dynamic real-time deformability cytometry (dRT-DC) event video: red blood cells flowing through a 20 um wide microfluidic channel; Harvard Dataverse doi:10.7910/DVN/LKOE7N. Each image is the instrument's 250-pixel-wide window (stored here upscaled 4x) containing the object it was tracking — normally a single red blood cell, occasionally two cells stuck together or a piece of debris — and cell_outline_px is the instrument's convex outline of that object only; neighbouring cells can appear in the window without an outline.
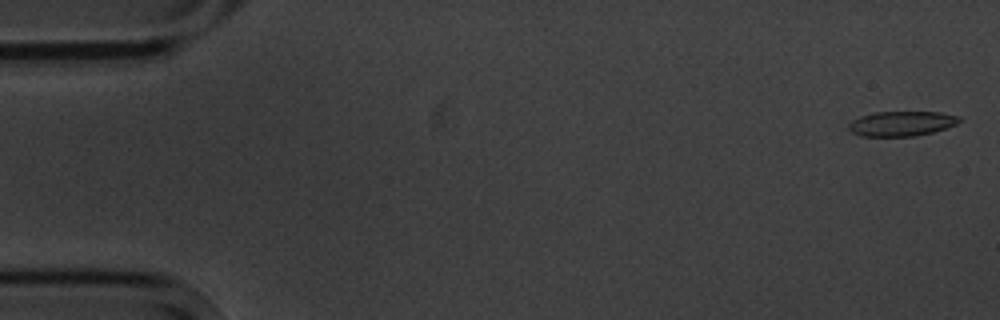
{"species": "common noctule bat (a hibernating species)", "species_latin": "Nyctalus noctula", "temperature_condition": "cold", "stored_images_in_passage": 6, "camera_frame_rate_fps": 3000, "um_per_image_px": 0.085, "animal": {"sex": "male", "body_mass_g": 20.1, "forearm_length_mm": 53.5}, "frame": {"image": 1, "passage_image": 1, "time_ms": 0.0, "image_size_px": [1000, 320], "cell_outline_px": [[960, 120], [956, 124], [932, 132], [916, 136], [860, 136], [852, 132], [848, 128], [848, 124], [852, 120], [860, 116], [876, 112], [940, 112], [960, 116]], "centroid_in_image_um": [76.61, 10.5], "position_along_channel_um": 8.4, "area_um2": 15.95}}
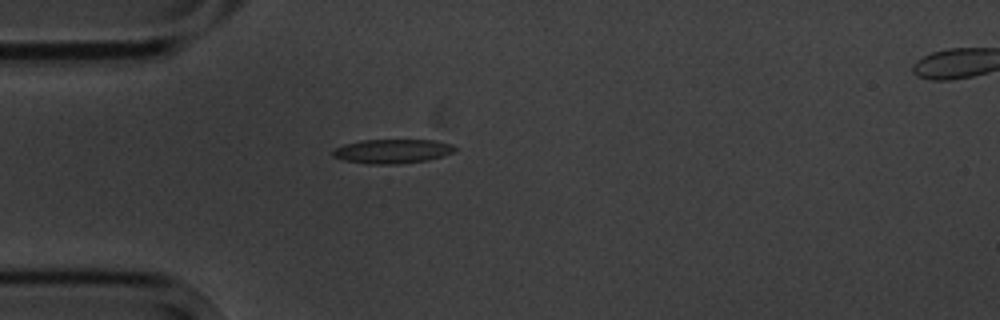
{"frame": {"image": 2, "passage_image": 5, "time_ms": 4.667, "image_size_px": [1000, 320], "cell_outline_px": [[456, 148], [452, 152], [444, 156], [428, 160], [396, 164], [368, 164], [344, 160], [332, 156], [332, 148], [344, 144], [360, 140], [436, 140], [452, 144]], "centroid_in_image_um": [33.32, 12.85], "position_along_channel_um": 51.7, "area_um2": 17.34}}